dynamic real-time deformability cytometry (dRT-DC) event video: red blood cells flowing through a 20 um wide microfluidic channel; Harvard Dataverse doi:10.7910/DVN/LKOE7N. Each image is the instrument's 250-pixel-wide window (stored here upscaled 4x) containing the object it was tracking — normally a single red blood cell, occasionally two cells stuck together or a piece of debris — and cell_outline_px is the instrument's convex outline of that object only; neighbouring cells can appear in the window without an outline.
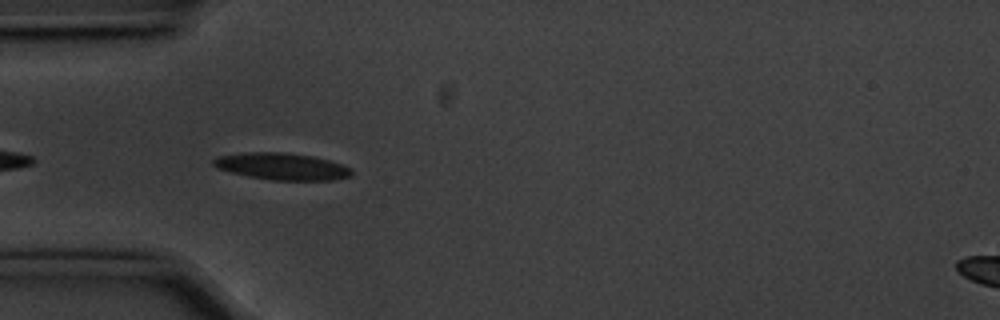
{"species": "common noctule bat (a hibernating species)", "species_latin": "Nyctalus noctula", "temperature_condition": "cold", "stored_images_in_passage": 14, "camera_frame_rate_fps": 3000, "um_per_image_px": 0.085, "animal": {"sex": "male", "body_mass_g": 20.1, "forearm_length_mm": 53.5}, "frame": {"image": 1, "passage_image": 3, "time_ms": 0.667, "image_size_px": [1000, 320], "cell_outline_px": [[352, 176], [332, 180], [272, 180], [248, 176], [216, 168], [212, 164], [212, 160], [220, 156], [248, 152], [284, 152], [312, 156], [328, 160], [352, 168]], "centroid_in_image_um": [23.97, 14.15], "position_along_channel_um": 61.0, "area_um2": 21.5}}